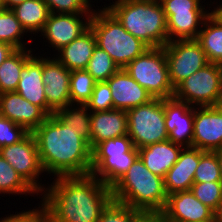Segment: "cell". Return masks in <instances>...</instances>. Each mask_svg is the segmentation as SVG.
Masks as SVG:
<instances>
[{
    "mask_svg": "<svg viewBox=\"0 0 222 222\" xmlns=\"http://www.w3.org/2000/svg\"><path fill=\"white\" fill-rule=\"evenodd\" d=\"M91 149L98 143L127 135V112L119 109L91 112Z\"/></svg>",
    "mask_w": 222,
    "mask_h": 222,
    "instance_id": "cell-22",
    "label": "cell"
},
{
    "mask_svg": "<svg viewBox=\"0 0 222 222\" xmlns=\"http://www.w3.org/2000/svg\"><path fill=\"white\" fill-rule=\"evenodd\" d=\"M50 10L56 14H93V0H43Z\"/></svg>",
    "mask_w": 222,
    "mask_h": 222,
    "instance_id": "cell-35",
    "label": "cell"
},
{
    "mask_svg": "<svg viewBox=\"0 0 222 222\" xmlns=\"http://www.w3.org/2000/svg\"><path fill=\"white\" fill-rule=\"evenodd\" d=\"M222 92V65L208 63L174 88L173 97L194 107L214 106Z\"/></svg>",
    "mask_w": 222,
    "mask_h": 222,
    "instance_id": "cell-10",
    "label": "cell"
},
{
    "mask_svg": "<svg viewBox=\"0 0 222 222\" xmlns=\"http://www.w3.org/2000/svg\"><path fill=\"white\" fill-rule=\"evenodd\" d=\"M127 135L137 149L168 140L164 99L154 98L149 103L128 110Z\"/></svg>",
    "mask_w": 222,
    "mask_h": 222,
    "instance_id": "cell-8",
    "label": "cell"
},
{
    "mask_svg": "<svg viewBox=\"0 0 222 222\" xmlns=\"http://www.w3.org/2000/svg\"><path fill=\"white\" fill-rule=\"evenodd\" d=\"M205 1L167 0L162 4L167 19L168 42L198 38L205 19L210 15L209 4Z\"/></svg>",
    "mask_w": 222,
    "mask_h": 222,
    "instance_id": "cell-9",
    "label": "cell"
},
{
    "mask_svg": "<svg viewBox=\"0 0 222 222\" xmlns=\"http://www.w3.org/2000/svg\"><path fill=\"white\" fill-rule=\"evenodd\" d=\"M137 157L138 150L128 135L104 140L92 149L91 174L111 188Z\"/></svg>",
    "mask_w": 222,
    "mask_h": 222,
    "instance_id": "cell-6",
    "label": "cell"
},
{
    "mask_svg": "<svg viewBox=\"0 0 222 222\" xmlns=\"http://www.w3.org/2000/svg\"><path fill=\"white\" fill-rule=\"evenodd\" d=\"M40 54V55H39ZM20 80L15 92L30 103L41 107L48 115L55 112L48 106L44 93L41 53L34 54L22 68Z\"/></svg>",
    "mask_w": 222,
    "mask_h": 222,
    "instance_id": "cell-20",
    "label": "cell"
},
{
    "mask_svg": "<svg viewBox=\"0 0 222 222\" xmlns=\"http://www.w3.org/2000/svg\"><path fill=\"white\" fill-rule=\"evenodd\" d=\"M92 15L51 13L38 37L41 36L42 38L43 36V41L44 38L46 39L44 41L45 46H49V51L52 48L54 56L60 49L80 37L90 28Z\"/></svg>",
    "mask_w": 222,
    "mask_h": 222,
    "instance_id": "cell-13",
    "label": "cell"
},
{
    "mask_svg": "<svg viewBox=\"0 0 222 222\" xmlns=\"http://www.w3.org/2000/svg\"><path fill=\"white\" fill-rule=\"evenodd\" d=\"M32 134L47 176L55 178L91 174L92 149L89 142L55 113L49 115Z\"/></svg>",
    "mask_w": 222,
    "mask_h": 222,
    "instance_id": "cell-2",
    "label": "cell"
},
{
    "mask_svg": "<svg viewBox=\"0 0 222 222\" xmlns=\"http://www.w3.org/2000/svg\"><path fill=\"white\" fill-rule=\"evenodd\" d=\"M165 126L168 139L174 144L192 147L194 106L177 99H164Z\"/></svg>",
    "mask_w": 222,
    "mask_h": 222,
    "instance_id": "cell-16",
    "label": "cell"
},
{
    "mask_svg": "<svg viewBox=\"0 0 222 222\" xmlns=\"http://www.w3.org/2000/svg\"><path fill=\"white\" fill-rule=\"evenodd\" d=\"M162 213L169 222H214V211L190 190L168 195Z\"/></svg>",
    "mask_w": 222,
    "mask_h": 222,
    "instance_id": "cell-17",
    "label": "cell"
},
{
    "mask_svg": "<svg viewBox=\"0 0 222 222\" xmlns=\"http://www.w3.org/2000/svg\"><path fill=\"white\" fill-rule=\"evenodd\" d=\"M190 191L214 212L222 203V182H194Z\"/></svg>",
    "mask_w": 222,
    "mask_h": 222,
    "instance_id": "cell-34",
    "label": "cell"
},
{
    "mask_svg": "<svg viewBox=\"0 0 222 222\" xmlns=\"http://www.w3.org/2000/svg\"><path fill=\"white\" fill-rule=\"evenodd\" d=\"M106 8L126 31L149 48L164 47L168 42L167 19L163 6L154 0H114Z\"/></svg>",
    "mask_w": 222,
    "mask_h": 222,
    "instance_id": "cell-3",
    "label": "cell"
},
{
    "mask_svg": "<svg viewBox=\"0 0 222 222\" xmlns=\"http://www.w3.org/2000/svg\"><path fill=\"white\" fill-rule=\"evenodd\" d=\"M96 37L91 28L60 49L54 57L68 70H85L96 47Z\"/></svg>",
    "mask_w": 222,
    "mask_h": 222,
    "instance_id": "cell-24",
    "label": "cell"
},
{
    "mask_svg": "<svg viewBox=\"0 0 222 222\" xmlns=\"http://www.w3.org/2000/svg\"><path fill=\"white\" fill-rule=\"evenodd\" d=\"M91 112L108 111L114 109L111 90L106 81L96 82L92 96L86 103Z\"/></svg>",
    "mask_w": 222,
    "mask_h": 222,
    "instance_id": "cell-37",
    "label": "cell"
},
{
    "mask_svg": "<svg viewBox=\"0 0 222 222\" xmlns=\"http://www.w3.org/2000/svg\"><path fill=\"white\" fill-rule=\"evenodd\" d=\"M0 155L39 196L40 193L44 192L47 184H44L40 177L45 172L42 168L37 144L32 133H28L18 143L0 148Z\"/></svg>",
    "mask_w": 222,
    "mask_h": 222,
    "instance_id": "cell-11",
    "label": "cell"
},
{
    "mask_svg": "<svg viewBox=\"0 0 222 222\" xmlns=\"http://www.w3.org/2000/svg\"><path fill=\"white\" fill-rule=\"evenodd\" d=\"M85 70L96 82H102L115 74L119 67L106 51L96 45Z\"/></svg>",
    "mask_w": 222,
    "mask_h": 222,
    "instance_id": "cell-31",
    "label": "cell"
},
{
    "mask_svg": "<svg viewBox=\"0 0 222 222\" xmlns=\"http://www.w3.org/2000/svg\"><path fill=\"white\" fill-rule=\"evenodd\" d=\"M124 69L153 98H173L174 88L169 79L166 54L163 47L147 49Z\"/></svg>",
    "mask_w": 222,
    "mask_h": 222,
    "instance_id": "cell-7",
    "label": "cell"
},
{
    "mask_svg": "<svg viewBox=\"0 0 222 222\" xmlns=\"http://www.w3.org/2000/svg\"><path fill=\"white\" fill-rule=\"evenodd\" d=\"M42 55V80L48 106L56 112L71 104V71L61 64L53 55ZM45 55V56H44ZM48 55V56H47ZM50 55V56H49Z\"/></svg>",
    "mask_w": 222,
    "mask_h": 222,
    "instance_id": "cell-14",
    "label": "cell"
},
{
    "mask_svg": "<svg viewBox=\"0 0 222 222\" xmlns=\"http://www.w3.org/2000/svg\"><path fill=\"white\" fill-rule=\"evenodd\" d=\"M215 1L216 0H213V2L212 0H210V2L208 1V3H210L209 7L211 8L213 6L212 7L213 9L212 10L210 9L211 11L210 16L222 26V1L221 2L220 0L219 2L218 1L215 2Z\"/></svg>",
    "mask_w": 222,
    "mask_h": 222,
    "instance_id": "cell-41",
    "label": "cell"
},
{
    "mask_svg": "<svg viewBox=\"0 0 222 222\" xmlns=\"http://www.w3.org/2000/svg\"><path fill=\"white\" fill-rule=\"evenodd\" d=\"M50 178L40 194L48 222H98L113 200L111 188L92 174Z\"/></svg>",
    "mask_w": 222,
    "mask_h": 222,
    "instance_id": "cell-1",
    "label": "cell"
},
{
    "mask_svg": "<svg viewBox=\"0 0 222 222\" xmlns=\"http://www.w3.org/2000/svg\"><path fill=\"white\" fill-rule=\"evenodd\" d=\"M38 207L35 206L33 209L21 210V212H14L10 215L7 214L3 218L0 217V222H48V213L46 207L40 201ZM37 207V208H36Z\"/></svg>",
    "mask_w": 222,
    "mask_h": 222,
    "instance_id": "cell-39",
    "label": "cell"
},
{
    "mask_svg": "<svg viewBox=\"0 0 222 222\" xmlns=\"http://www.w3.org/2000/svg\"><path fill=\"white\" fill-rule=\"evenodd\" d=\"M154 1H156V2H158V3H160L162 5L167 0H154Z\"/></svg>",
    "mask_w": 222,
    "mask_h": 222,
    "instance_id": "cell-48",
    "label": "cell"
},
{
    "mask_svg": "<svg viewBox=\"0 0 222 222\" xmlns=\"http://www.w3.org/2000/svg\"><path fill=\"white\" fill-rule=\"evenodd\" d=\"M214 107H215L220 113H222V92H221L220 95L218 96L217 101H216Z\"/></svg>",
    "mask_w": 222,
    "mask_h": 222,
    "instance_id": "cell-45",
    "label": "cell"
},
{
    "mask_svg": "<svg viewBox=\"0 0 222 222\" xmlns=\"http://www.w3.org/2000/svg\"><path fill=\"white\" fill-rule=\"evenodd\" d=\"M192 147L210 152L222 148V113L214 106L194 107Z\"/></svg>",
    "mask_w": 222,
    "mask_h": 222,
    "instance_id": "cell-15",
    "label": "cell"
},
{
    "mask_svg": "<svg viewBox=\"0 0 222 222\" xmlns=\"http://www.w3.org/2000/svg\"><path fill=\"white\" fill-rule=\"evenodd\" d=\"M11 10L15 13L16 18L25 31L31 35V38L35 34L34 39L42 31L51 14L47 4L43 0H25Z\"/></svg>",
    "mask_w": 222,
    "mask_h": 222,
    "instance_id": "cell-25",
    "label": "cell"
},
{
    "mask_svg": "<svg viewBox=\"0 0 222 222\" xmlns=\"http://www.w3.org/2000/svg\"><path fill=\"white\" fill-rule=\"evenodd\" d=\"M142 212L112 200L102 211L98 222H137Z\"/></svg>",
    "mask_w": 222,
    "mask_h": 222,
    "instance_id": "cell-36",
    "label": "cell"
},
{
    "mask_svg": "<svg viewBox=\"0 0 222 222\" xmlns=\"http://www.w3.org/2000/svg\"><path fill=\"white\" fill-rule=\"evenodd\" d=\"M55 114L85 138L91 147V111L86 104H69L58 109Z\"/></svg>",
    "mask_w": 222,
    "mask_h": 222,
    "instance_id": "cell-30",
    "label": "cell"
},
{
    "mask_svg": "<svg viewBox=\"0 0 222 222\" xmlns=\"http://www.w3.org/2000/svg\"><path fill=\"white\" fill-rule=\"evenodd\" d=\"M182 146L169 139L138 148V156L144 165L154 174L165 177L168 170L176 163Z\"/></svg>",
    "mask_w": 222,
    "mask_h": 222,
    "instance_id": "cell-23",
    "label": "cell"
},
{
    "mask_svg": "<svg viewBox=\"0 0 222 222\" xmlns=\"http://www.w3.org/2000/svg\"><path fill=\"white\" fill-rule=\"evenodd\" d=\"M214 222H222V203L218 209L214 212Z\"/></svg>",
    "mask_w": 222,
    "mask_h": 222,
    "instance_id": "cell-44",
    "label": "cell"
},
{
    "mask_svg": "<svg viewBox=\"0 0 222 222\" xmlns=\"http://www.w3.org/2000/svg\"><path fill=\"white\" fill-rule=\"evenodd\" d=\"M96 81L86 70L71 71V104H86L91 96Z\"/></svg>",
    "mask_w": 222,
    "mask_h": 222,
    "instance_id": "cell-32",
    "label": "cell"
},
{
    "mask_svg": "<svg viewBox=\"0 0 222 222\" xmlns=\"http://www.w3.org/2000/svg\"><path fill=\"white\" fill-rule=\"evenodd\" d=\"M111 192L114 201L141 212H162L168 197L164 178L152 173L139 156Z\"/></svg>",
    "mask_w": 222,
    "mask_h": 222,
    "instance_id": "cell-4",
    "label": "cell"
},
{
    "mask_svg": "<svg viewBox=\"0 0 222 222\" xmlns=\"http://www.w3.org/2000/svg\"><path fill=\"white\" fill-rule=\"evenodd\" d=\"M106 82L111 90L114 109L127 112L134 107L149 103L154 99L125 69H119Z\"/></svg>",
    "mask_w": 222,
    "mask_h": 222,
    "instance_id": "cell-19",
    "label": "cell"
},
{
    "mask_svg": "<svg viewBox=\"0 0 222 222\" xmlns=\"http://www.w3.org/2000/svg\"><path fill=\"white\" fill-rule=\"evenodd\" d=\"M137 222H169L162 212H142Z\"/></svg>",
    "mask_w": 222,
    "mask_h": 222,
    "instance_id": "cell-40",
    "label": "cell"
},
{
    "mask_svg": "<svg viewBox=\"0 0 222 222\" xmlns=\"http://www.w3.org/2000/svg\"><path fill=\"white\" fill-rule=\"evenodd\" d=\"M16 49L7 44L0 42V65L5 61V59L11 55Z\"/></svg>",
    "mask_w": 222,
    "mask_h": 222,
    "instance_id": "cell-42",
    "label": "cell"
},
{
    "mask_svg": "<svg viewBox=\"0 0 222 222\" xmlns=\"http://www.w3.org/2000/svg\"><path fill=\"white\" fill-rule=\"evenodd\" d=\"M198 165L199 149L195 147L182 148L178 160L164 177V187L167 195L190 190L194 183V175Z\"/></svg>",
    "mask_w": 222,
    "mask_h": 222,
    "instance_id": "cell-21",
    "label": "cell"
},
{
    "mask_svg": "<svg viewBox=\"0 0 222 222\" xmlns=\"http://www.w3.org/2000/svg\"><path fill=\"white\" fill-rule=\"evenodd\" d=\"M196 40L210 63L222 65V26L210 15L205 19Z\"/></svg>",
    "mask_w": 222,
    "mask_h": 222,
    "instance_id": "cell-27",
    "label": "cell"
},
{
    "mask_svg": "<svg viewBox=\"0 0 222 222\" xmlns=\"http://www.w3.org/2000/svg\"><path fill=\"white\" fill-rule=\"evenodd\" d=\"M24 35L29 37L28 41L26 38L25 41L23 40ZM32 39L34 38H30L11 9H4L0 12V42L7 43L15 49H25L32 47Z\"/></svg>",
    "mask_w": 222,
    "mask_h": 222,
    "instance_id": "cell-28",
    "label": "cell"
},
{
    "mask_svg": "<svg viewBox=\"0 0 222 222\" xmlns=\"http://www.w3.org/2000/svg\"><path fill=\"white\" fill-rule=\"evenodd\" d=\"M5 8H4V5H3V1L0 0V12L3 11Z\"/></svg>",
    "mask_w": 222,
    "mask_h": 222,
    "instance_id": "cell-47",
    "label": "cell"
},
{
    "mask_svg": "<svg viewBox=\"0 0 222 222\" xmlns=\"http://www.w3.org/2000/svg\"><path fill=\"white\" fill-rule=\"evenodd\" d=\"M0 115L22 126L28 133L37 129L49 115L17 92L0 94Z\"/></svg>",
    "mask_w": 222,
    "mask_h": 222,
    "instance_id": "cell-18",
    "label": "cell"
},
{
    "mask_svg": "<svg viewBox=\"0 0 222 222\" xmlns=\"http://www.w3.org/2000/svg\"><path fill=\"white\" fill-rule=\"evenodd\" d=\"M5 9H12L16 5L23 3L25 0H2Z\"/></svg>",
    "mask_w": 222,
    "mask_h": 222,
    "instance_id": "cell-43",
    "label": "cell"
},
{
    "mask_svg": "<svg viewBox=\"0 0 222 222\" xmlns=\"http://www.w3.org/2000/svg\"><path fill=\"white\" fill-rule=\"evenodd\" d=\"M0 194L7 195L10 198L12 194L17 197L19 195L22 197L25 195L27 197L37 196L40 199L41 196L38 194L24 181V179L15 171V169L0 155ZM35 195V196H34Z\"/></svg>",
    "mask_w": 222,
    "mask_h": 222,
    "instance_id": "cell-29",
    "label": "cell"
},
{
    "mask_svg": "<svg viewBox=\"0 0 222 222\" xmlns=\"http://www.w3.org/2000/svg\"><path fill=\"white\" fill-rule=\"evenodd\" d=\"M101 8V9H100ZM93 10L90 28L97 46L106 51L119 69H124L149 47L126 31L117 18L105 7Z\"/></svg>",
    "mask_w": 222,
    "mask_h": 222,
    "instance_id": "cell-5",
    "label": "cell"
},
{
    "mask_svg": "<svg viewBox=\"0 0 222 222\" xmlns=\"http://www.w3.org/2000/svg\"><path fill=\"white\" fill-rule=\"evenodd\" d=\"M214 152L217 155V159H218V162H219V167H220V170H221V177H222V148L218 149Z\"/></svg>",
    "mask_w": 222,
    "mask_h": 222,
    "instance_id": "cell-46",
    "label": "cell"
},
{
    "mask_svg": "<svg viewBox=\"0 0 222 222\" xmlns=\"http://www.w3.org/2000/svg\"><path fill=\"white\" fill-rule=\"evenodd\" d=\"M163 48L173 88L209 63L196 39L169 41Z\"/></svg>",
    "mask_w": 222,
    "mask_h": 222,
    "instance_id": "cell-12",
    "label": "cell"
},
{
    "mask_svg": "<svg viewBox=\"0 0 222 222\" xmlns=\"http://www.w3.org/2000/svg\"><path fill=\"white\" fill-rule=\"evenodd\" d=\"M35 51L34 48L16 49L0 65V94L16 91L22 68Z\"/></svg>",
    "mask_w": 222,
    "mask_h": 222,
    "instance_id": "cell-26",
    "label": "cell"
},
{
    "mask_svg": "<svg viewBox=\"0 0 222 222\" xmlns=\"http://www.w3.org/2000/svg\"><path fill=\"white\" fill-rule=\"evenodd\" d=\"M27 134L22 126L0 115V148L18 143Z\"/></svg>",
    "mask_w": 222,
    "mask_h": 222,
    "instance_id": "cell-38",
    "label": "cell"
},
{
    "mask_svg": "<svg viewBox=\"0 0 222 222\" xmlns=\"http://www.w3.org/2000/svg\"><path fill=\"white\" fill-rule=\"evenodd\" d=\"M194 182H222L221 170L215 152L199 149V165L195 171Z\"/></svg>",
    "mask_w": 222,
    "mask_h": 222,
    "instance_id": "cell-33",
    "label": "cell"
}]
</instances>
